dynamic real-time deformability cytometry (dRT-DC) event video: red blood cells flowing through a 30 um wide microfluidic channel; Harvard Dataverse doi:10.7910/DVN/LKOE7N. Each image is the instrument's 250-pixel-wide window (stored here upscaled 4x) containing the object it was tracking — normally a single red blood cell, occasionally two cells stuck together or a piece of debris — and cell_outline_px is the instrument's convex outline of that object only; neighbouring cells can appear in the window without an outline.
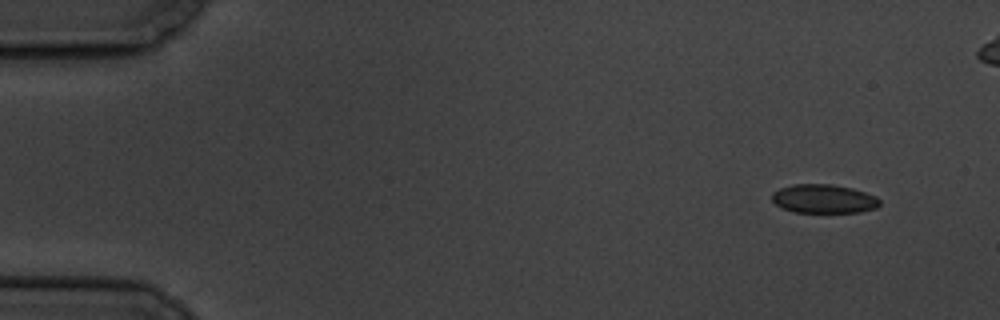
{"species": "common noctule bat (a hibernating species)", "species_latin": "Nyctalus noctula", "temperature_condition": "cold", "stored_images_in_passage": 5, "camera_frame_rate_fps": 3000, "um_per_image_px": 0.085, "animal": {"sex": "male", "body_mass_g": 19.5, "forearm_length_mm": 54.6}, "frame": {"image": 1, "passage_image": 1, "time_ms": 0.0, "image_size_px": [1000, 320], "cell_outline_px": [[880, 204], [876, 208], [860, 212], [796, 212], [784, 208], [776, 204], [772, 200], [772, 192], [780, 188], [792, 184], [832, 184], [852, 188], [876, 196], [880, 200]], "centroid_in_image_um": [70.03, 16.89], "position_along_channel_um": 15.0, "area_um2": 18.03}}